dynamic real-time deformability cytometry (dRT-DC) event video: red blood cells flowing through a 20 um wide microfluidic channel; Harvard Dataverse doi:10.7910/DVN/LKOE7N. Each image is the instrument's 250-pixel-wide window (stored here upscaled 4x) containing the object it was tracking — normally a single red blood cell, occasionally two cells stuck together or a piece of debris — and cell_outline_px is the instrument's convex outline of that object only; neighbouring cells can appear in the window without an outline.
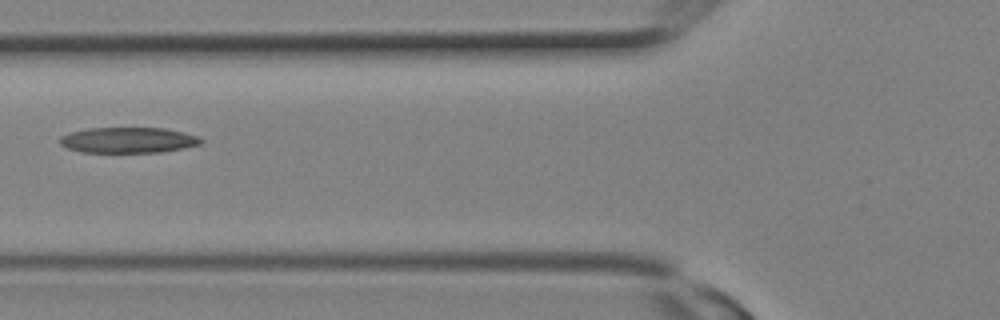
{"species": "Egyptian fruit bat (a non-hibernating species)", "species_latin": "Rousettus aegyptiacus", "temperature_condition": "room temperature", "stored_images_in_passage": 11, "camera_frame_rate_fps": 3000, "um_per_image_px": 0.085, "animal": {"sex": "female"}, "frame": {"image": 1, "passage_image": 7, "time_ms": 2.0, "image_size_px": [1000, 320], "cell_outline_px": [[204, 140], [200, 144], [184, 148], [164, 152], [80, 152], [68, 148], [60, 144], [60, 136], [68, 132], [88, 128], [164, 128], [184, 132], [196, 136]], "centroid_in_image_um": [10.88, 11.91], "position_along_channel_um": 114.9, "area_um2": 21.15}}
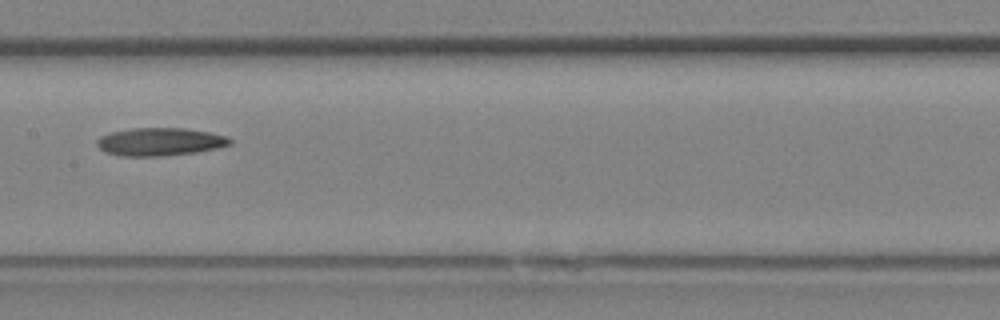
{"frame": {"image": 2, "passage_image": 10, "time_ms": 3.0, "image_size_px": [1000, 320], "cell_outline_px": [[232, 144], [216, 148], [196, 152], [160, 156], [120, 156], [104, 152], [96, 144], [96, 140], [100, 136], [108, 132], [132, 128], [184, 128], [208, 132], [228, 136], [232, 140]], "centroid_in_image_um": [13.56, 12.04], "position_along_channel_um": 193.8, "area_um2": 21.79}}